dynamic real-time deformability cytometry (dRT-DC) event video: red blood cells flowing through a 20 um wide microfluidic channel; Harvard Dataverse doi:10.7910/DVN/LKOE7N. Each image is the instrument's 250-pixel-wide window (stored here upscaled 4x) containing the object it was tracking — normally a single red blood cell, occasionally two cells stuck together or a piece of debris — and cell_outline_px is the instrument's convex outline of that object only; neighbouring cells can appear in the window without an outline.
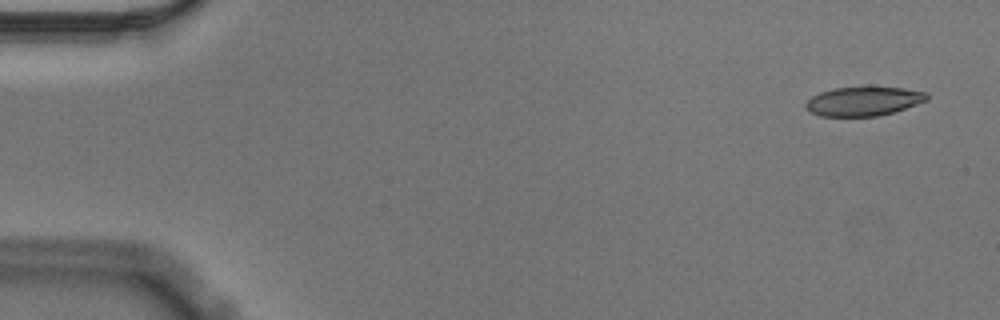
{"species": "Egyptian fruit bat (a non-hibernating species)", "species_latin": "Rousettus aegyptiacus", "temperature_condition": "cold", "stored_images_in_passage": 56, "camera_frame_rate_fps": 3000, "um_per_image_px": 0.085, "animal": {"sex": "male"}, "frame": {"image": 1, "passage_image": 3, "time_ms": 0.667, "image_size_px": [1000, 320], "cell_outline_px": [[928, 100], [880, 116], [820, 116], [808, 112], [804, 108], [804, 104], [812, 96], [820, 92], [832, 88], [868, 84], [872, 84], [904, 88], [928, 92]], "centroid_in_image_um": [73.38, 8.55], "position_along_channel_um": 11.6, "area_um2": 21.5}}
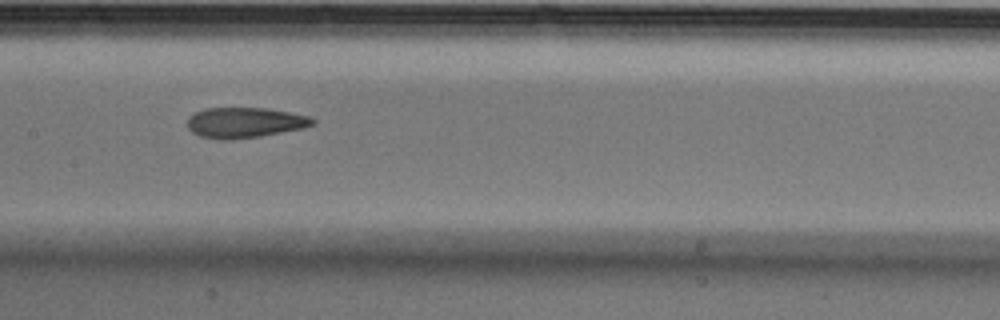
{"frame": {"image": 2, "passage_image": 28, "time_ms": 9.0, "image_size_px": [1000, 320], "cell_outline_px": [[316, 124], [304, 128], [260, 136], [232, 140], [224, 140], [200, 136], [192, 132], [188, 128], [188, 116], [204, 108], [264, 108], [288, 112], [308, 116], [316, 120]], "centroid_in_image_um": [20.8, 10.42], "position_along_channel_um": 186.6, "area_um2": 22.2}}
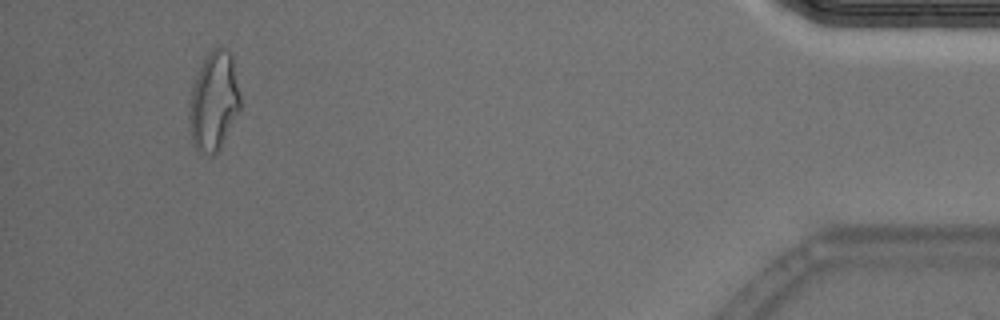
{"frame": {"image": 3, "passage_image": 53, "time_ms": 17.333, "image_size_px": [1000, 320], "cell_outline_px": [[240, 112], [220, 148], [212, 156], [196, 152], [192, 144], [188, 128], [188, 112], [192, 88], [196, 76], [208, 52], [216, 48], [224, 48], [232, 56], [240, 92]], "centroid_in_image_um": [18.16, 8.7], "position_along_channel_um": 417.0, "area_um2": 29.82}, "authors_computed_cell_mechanics": {"area_um2": 22.7443, "velocity_mm_per_s": 3.5663, "shape_relaxation_time_tau1_ms": 9.3254, "shape_relaxation_time_tau2_ms": 3.3726, "deformation_change_tau1": 0.2115, "deformation_change_tau2": 0.1168}}